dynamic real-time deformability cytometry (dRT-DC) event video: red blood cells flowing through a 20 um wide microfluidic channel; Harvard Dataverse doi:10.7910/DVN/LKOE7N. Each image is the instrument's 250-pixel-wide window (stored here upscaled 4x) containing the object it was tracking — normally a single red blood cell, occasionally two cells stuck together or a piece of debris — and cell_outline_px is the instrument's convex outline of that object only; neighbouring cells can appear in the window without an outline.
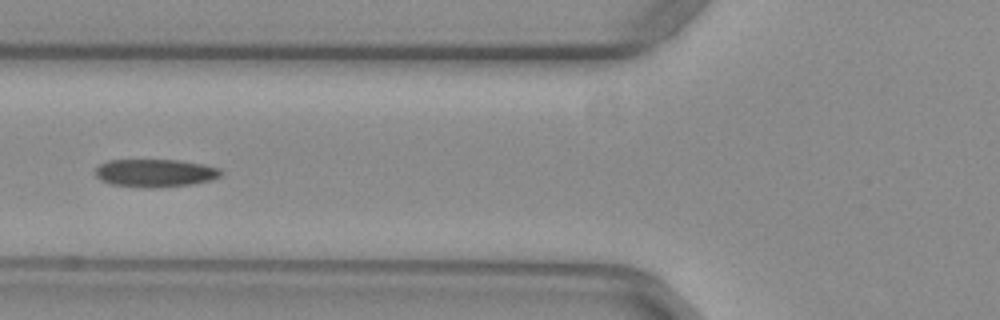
{"species": "common noctule bat (a hibernating species)", "species_latin": "Nyctalus noctula", "temperature_condition": "warm", "stored_images_in_passage": 38, "camera_frame_rate_fps": 3000, "um_per_image_px": 0.085, "animal": {"sex": "female", "body_mass_g": 29.2, "forearm_length_mm": 56.3}, "frame": {"image": 1, "passage_image": 6, "time_ms": 1.667, "image_size_px": [1000, 320], "cell_outline_px": [[224, 172], [220, 176], [212, 180], [192, 184], [156, 188], [144, 188], [112, 184], [100, 180], [96, 176], [96, 168], [100, 164], [108, 160], [176, 160], [204, 164], [220, 168]], "centroid_in_image_um": [13.22, 14.71], "position_along_channel_um": 112.6, "area_um2": 20.58}}
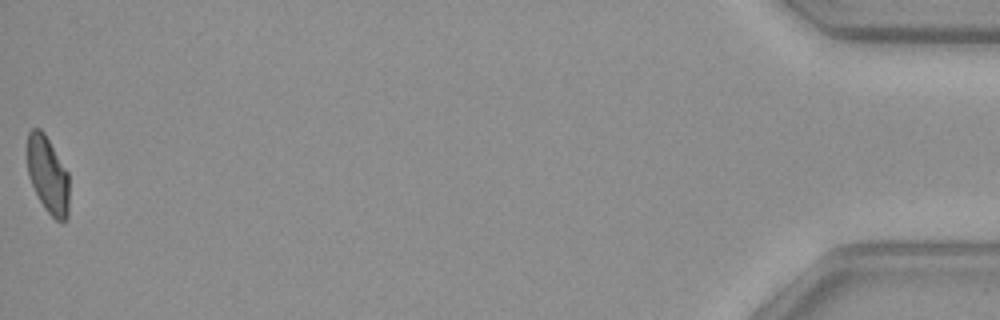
{"frame": {"image": 2, "passage_image": 38, "time_ms": 12.333, "image_size_px": [1000, 320], "cell_outline_px": [[68, 216], [64, 224], [56, 220], [44, 208], [28, 176], [28, 132], [32, 128], [40, 128], [44, 132], [68, 172]], "centroid_in_image_um": [4.08, 14.88], "position_along_channel_um": 431.1, "area_um2": 18.67}, "authors_computed_cell_mechanics": {"area_um2": 20.5768, "velocity_mm_per_s": 3.9498, "shape_relaxation_time_tau1_ms": null, "shape_relaxation_time_tau2_ms": 2.5945, "deformation_change_tau1": null, "deformation_change_tau2": 0.0946}}